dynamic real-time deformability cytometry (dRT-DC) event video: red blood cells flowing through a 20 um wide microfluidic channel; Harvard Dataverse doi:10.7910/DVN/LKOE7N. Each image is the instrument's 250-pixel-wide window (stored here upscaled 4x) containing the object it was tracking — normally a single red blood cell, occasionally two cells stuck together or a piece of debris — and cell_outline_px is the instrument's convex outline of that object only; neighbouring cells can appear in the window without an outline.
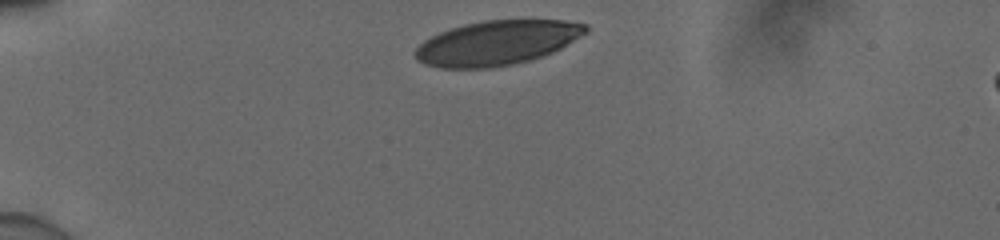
{"species": "human", "species_latin": "Homo sapiens", "temperature_condition": "cold", "stored_images_in_passage": 4, "camera_frame_rate_fps": 3000, "um_per_image_px": 0.085, "donor": {"sex": "male"}, "frame": {"image": 1, "passage_image": 1, "time_ms": 0.0, "image_size_px": [1000, 240], "cell_outline_px": [[588, 32], [560, 48], [544, 56], [512, 64], [492, 68], [440, 68], [424, 64], [416, 60], [412, 52], [424, 40], [440, 32], [464, 24], [484, 20], [564, 20], [588, 24]], "centroid_in_image_um": [42.22, 3.64], "position_along_channel_um": 42.8, "area_um2": 44.33}}
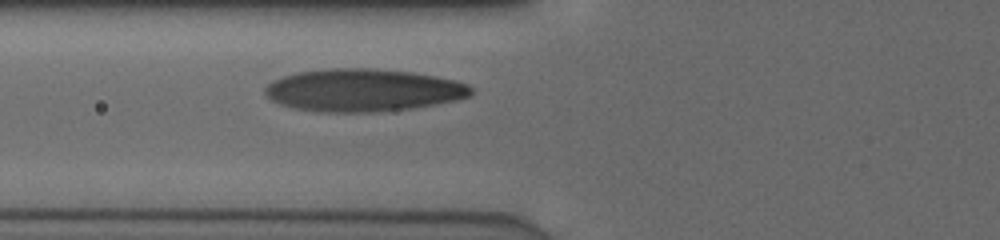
{"frame": {"image": 2, "passage_image": 4, "time_ms": 1.0, "image_size_px": [1000, 240], "cell_outline_px": [[472, 92], [468, 96], [436, 104], [412, 108], [372, 112], [320, 112], [296, 108], [280, 104], [272, 100], [264, 92], [264, 88], [272, 80], [296, 72], [328, 68], [376, 68], [412, 72], [436, 76], [456, 80], [468, 84], [472, 88]], "centroid_in_image_um": [30.85, 7.65], "position_along_channel_um": 95.0, "area_um2": 51.15}}